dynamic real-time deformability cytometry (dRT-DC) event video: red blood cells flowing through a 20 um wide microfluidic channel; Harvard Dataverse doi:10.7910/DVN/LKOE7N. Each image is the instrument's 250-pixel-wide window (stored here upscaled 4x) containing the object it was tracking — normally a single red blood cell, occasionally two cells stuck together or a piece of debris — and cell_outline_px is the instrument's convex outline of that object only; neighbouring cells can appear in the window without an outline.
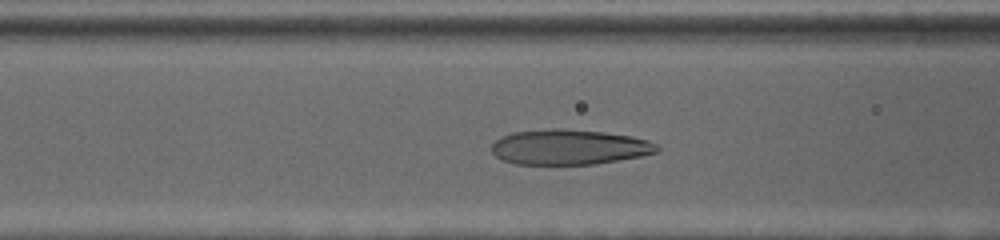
{"species": "human", "species_latin": "Homo sapiens", "temperature_condition": "cold", "stored_images_in_passage": 67, "camera_frame_rate_fps": 3000, "um_per_image_px": 0.085, "donor": {"sex": "female"}, "frame": {"image": 1, "passage_image": 26, "time_ms": 8.333, "image_size_px": [1000, 240], "cell_outline_px": [[660, 148], [656, 152], [640, 156], [596, 164], [516, 164], [504, 160], [496, 156], [492, 152], [492, 144], [500, 136], [512, 132], [552, 128], [560, 128], [604, 132], [632, 136], [648, 140], [656, 144]], "centroid_in_image_um": [48.37, 12.49], "position_along_channel_um": 118.2, "area_um2": 33.93}}
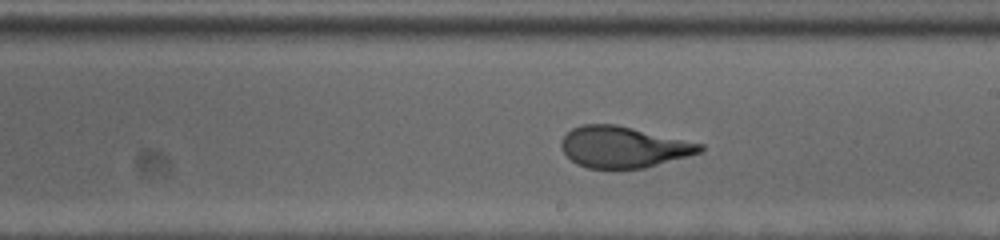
{"frame": {"image": 2, "passage_image": 38, "time_ms": 12.333, "image_size_px": [1000, 240], "cell_outline_px": [[704, 148], [700, 152], [688, 156], [644, 168], [612, 172], [588, 168], [576, 164], [564, 152], [560, 144], [560, 140], [572, 128], [580, 124], [616, 124], [704, 144]], "centroid_in_image_um": [52.95, 12.53], "position_along_channel_um": 236.0, "area_um2": 33.99}}
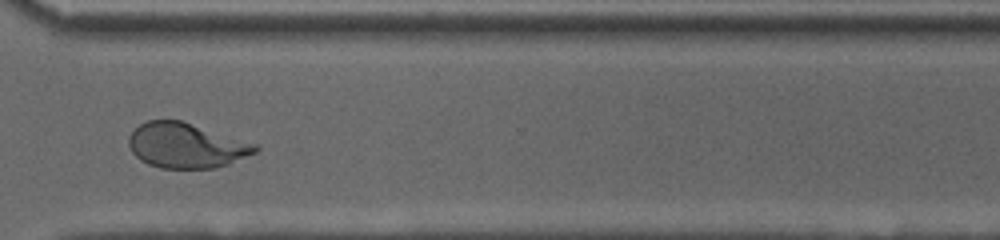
{"frame": {"image": 3, "passage_image": 50, "time_ms": 16.333, "image_size_px": [1000, 240], "cell_outline_px": [[260, 148], [256, 152], [228, 164], [212, 168], [160, 168], [148, 164], [140, 160], [132, 152], [128, 144], [128, 136], [140, 124], [148, 120], [180, 120], [256, 144]], "centroid_in_image_um": [15.79, 12.37], "position_along_channel_um": 354.8, "area_um2": 32.89}}